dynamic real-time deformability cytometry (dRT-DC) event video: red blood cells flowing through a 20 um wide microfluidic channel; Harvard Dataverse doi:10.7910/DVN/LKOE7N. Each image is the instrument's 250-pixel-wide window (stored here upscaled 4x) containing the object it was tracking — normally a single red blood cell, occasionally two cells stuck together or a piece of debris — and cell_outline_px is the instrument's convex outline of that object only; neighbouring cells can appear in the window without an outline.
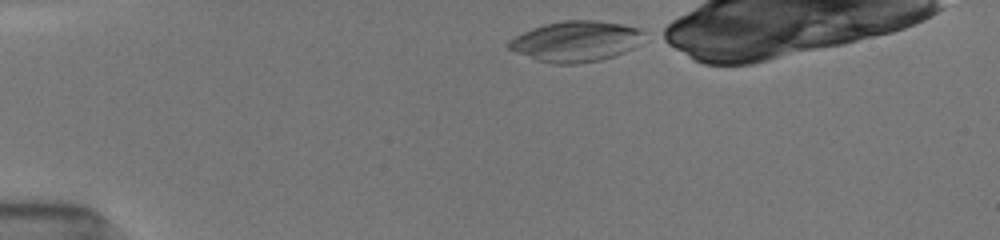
{"species": "common noctule bat (a hibernating species)", "species_latin": "Nyctalus noctula", "temperature_condition": "room temperature", "stored_images_in_passage": 4, "camera_frame_rate_fps": 3000, "um_per_image_px": 0.085, "animal": {"sex": "female", "body_mass_g": 19.5, "forearm_length_mm": 54.1}, "frame": {"image": 1, "passage_image": 1, "time_ms": 0.0, "image_size_px": [1000, 240], "cell_outline_px": [[648, 32], [640, 44], [624, 52], [600, 60], [576, 64], [552, 64], [536, 60], [516, 52], [508, 48], [508, 40], [532, 28], [544, 24], [560, 20], [596, 20], [624, 24], [640, 28]], "centroid_in_image_um": [49.0, 3.5], "position_along_channel_um": 36.0, "area_um2": 32.37}}